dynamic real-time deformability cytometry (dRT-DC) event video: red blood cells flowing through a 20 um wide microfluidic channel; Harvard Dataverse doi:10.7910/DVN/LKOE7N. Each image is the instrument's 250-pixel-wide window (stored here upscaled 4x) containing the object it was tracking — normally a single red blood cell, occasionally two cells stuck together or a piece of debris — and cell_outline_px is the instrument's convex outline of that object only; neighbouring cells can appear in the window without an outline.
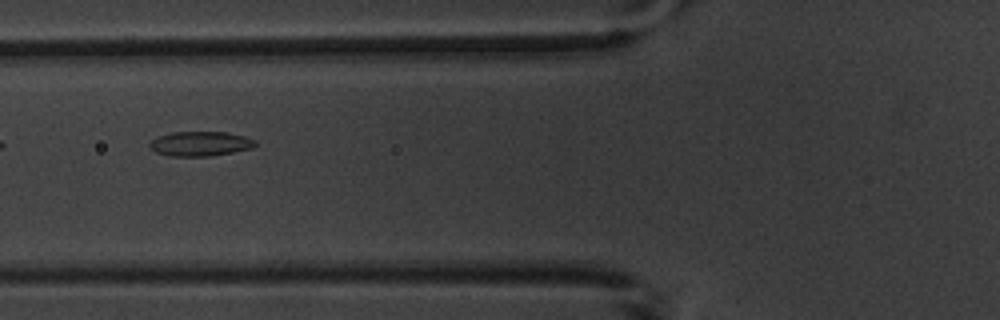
{"species": "common noctule bat (a hibernating species)", "species_latin": "Nyctalus noctula", "temperature_condition": "warm", "stored_images_in_passage": 5, "camera_frame_rate_fps": 3000, "um_per_image_px": 0.085, "animal": {"sex": "male", "body_mass_g": 20.1, "forearm_length_mm": 53.5}, "frame": {"image": 1, "passage_image": 5, "time_ms": 5.0, "image_size_px": [1000, 320], "cell_outline_px": [[256, 144], [252, 148], [232, 152], [208, 156], [168, 156], [156, 152], [148, 144], [156, 136], [172, 132], [228, 132], [244, 136], [256, 140]], "centroid_in_image_um": [17.01, 12.21], "position_along_channel_um": 108.8, "area_um2": 15.14}}